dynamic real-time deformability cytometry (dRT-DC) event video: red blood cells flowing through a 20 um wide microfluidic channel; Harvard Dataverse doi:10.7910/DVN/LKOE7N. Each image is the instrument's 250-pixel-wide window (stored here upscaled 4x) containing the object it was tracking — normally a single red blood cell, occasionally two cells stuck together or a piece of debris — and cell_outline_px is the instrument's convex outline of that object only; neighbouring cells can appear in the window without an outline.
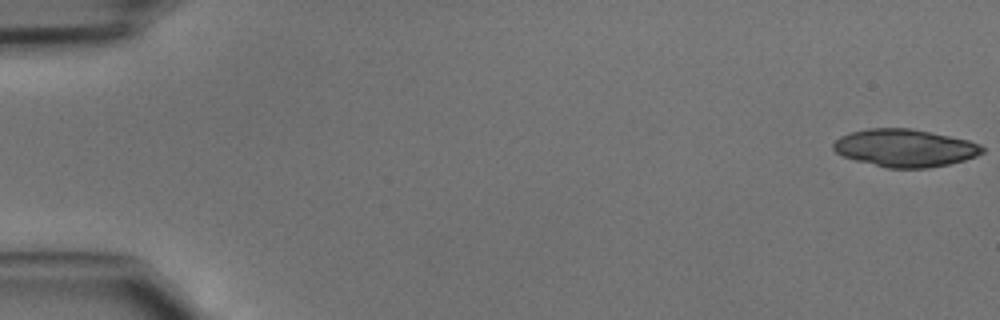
{"species": "common noctule bat (a hibernating species)", "species_latin": "Nyctalus noctula", "temperature_condition": "cold", "stored_images_in_passage": 45, "camera_frame_rate_fps": 3000, "um_per_image_px": 0.085, "animal": {"sex": "male", "body_mass_g": 15.6}, "frame": {"image": 1, "passage_image": 1, "time_ms": 0.0, "image_size_px": [1000, 320], "cell_outline_px": [[984, 152], [976, 156], [964, 160], [948, 164], [928, 168], [888, 168], [856, 160], [844, 156], [836, 152], [832, 148], [832, 144], [840, 136], [848, 132], [868, 128], [912, 128], [968, 140], [980, 144], [984, 148]], "centroid_in_image_um": [76.91, 12.57], "position_along_channel_um": 8.1, "area_um2": 32.66}}